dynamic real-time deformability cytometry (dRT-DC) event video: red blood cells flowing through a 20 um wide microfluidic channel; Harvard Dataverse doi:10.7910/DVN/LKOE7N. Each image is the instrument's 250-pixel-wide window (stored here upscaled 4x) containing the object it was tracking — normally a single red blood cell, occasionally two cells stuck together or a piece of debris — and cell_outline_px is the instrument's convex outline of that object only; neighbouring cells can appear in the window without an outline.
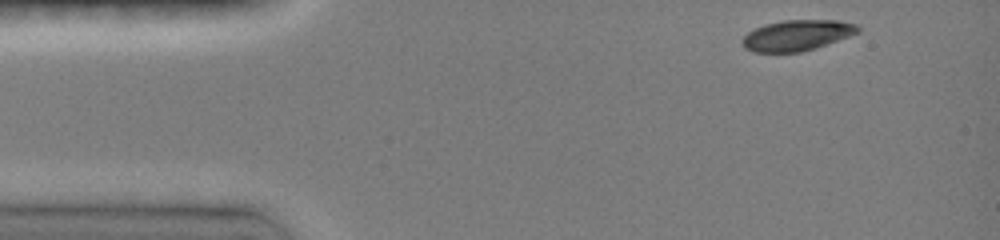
{"species": "common noctule bat (a hibernating species)", "species_latin": "Nyctalus noctula", "temperature_condition": "room temperature", "stored_images_in_passage": 6, "camera_frame_rate_fps": 3000, "um_per_image_px": 0.085, "animal": {"sex": "female", "body_mass_g": 19.0, "forearm_length_mm": 51.5}, "frame": {"image": 1, "passage_image": 1, "time_ms": 0.0, "image_size_px": [1000, 240], "cell_outline_px": [[860, 32], [816, 48], [800, 52], [752, 52], [744, 48], [740, 40], [748, 32], [764, 24], [784, 20], [836, 20], [860, 24]], "centroid_in_image_um": [67.75, 3.0], "position_along_channel_um": 17.3, "area_um2": 20.87}}
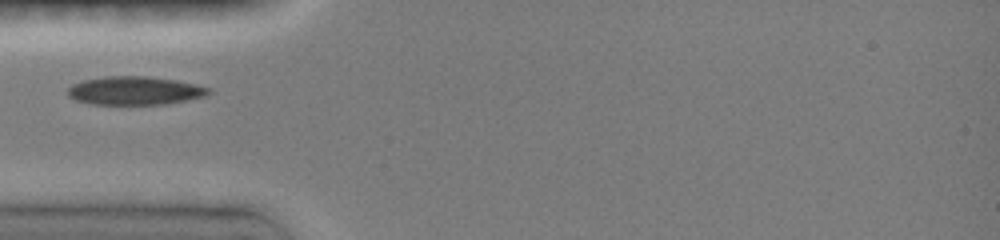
{"frame": {"image": 2, "passage_image": 4, "time_ms": 3.333, "image_size_px": [1000, 240], "cell_outline_px": [[212, 92], [208, 96], [188, 100], [164, 104], [92, 104], [76, 100], [68, 96], [68, 88], [72, 84], [84, 80], [104, 76], [148, 76], [176, 80], [208, 88]], "centroid_in_image_um": [11.46, 7.7], "position_along_channel_um": 73.5, "area_um2": 23.29}}
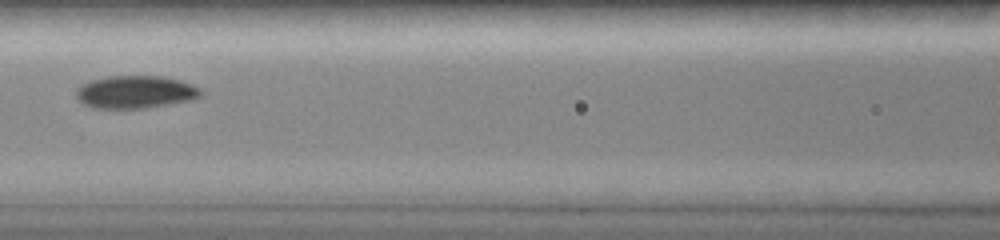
{"frame": {"image": 3, "passage_image": 6, "time_ms": 5.333, "image_size_px": [1000, 240], "cell_outline_px": [[204, 92], [200, 96], [192, 100], [144, 108], [92, 108], [84, 104], [76, 96], [76, 88], [80, 84], [88, 80], [108, 76], [164, 76], [180, 80], [192, 84], [200, 88]], "centroid_in_image_um": [11.5, 7.81], "position_along_channel_um": 155.1, "area_um2": 23.99}}